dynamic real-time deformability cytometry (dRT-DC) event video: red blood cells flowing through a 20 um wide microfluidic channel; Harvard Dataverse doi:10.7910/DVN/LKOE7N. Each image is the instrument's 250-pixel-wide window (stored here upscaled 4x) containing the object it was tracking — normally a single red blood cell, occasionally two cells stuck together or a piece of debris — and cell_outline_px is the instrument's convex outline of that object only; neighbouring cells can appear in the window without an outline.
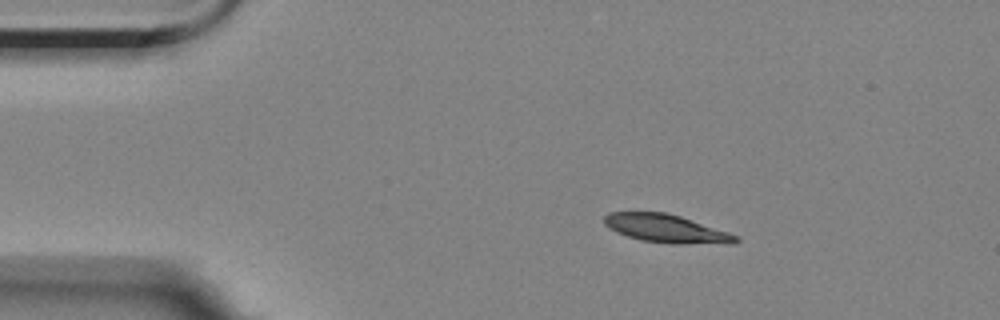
{"species": "Egyptian fruit bat (a non-hibernating species)", "species_latin": "Rousettus aegyptiacus", "temperature_condition": "room temperature", "stored_images_in_passage": 3, "camera_frame_rate_fps": 3000, "um_per_image_px": 0.085, "animal": {"sex": "female"}, "frame": {"image": 1, "passage_image": 1, "time_ms": 0.0, "image_size_px": [1000, 320], "cell_outline_px": [[740, 240], [736, 244], [672, 244], [640, 240], [616, 232], [608, 228], [604, 224], [604, 216], [608, 212], [664, 212], [680, 216], [740, 236]], "centroid_in_image_um": [56.66, 19.45], "position_along_channel_um": 28.3, "area_um2": 21.85}}
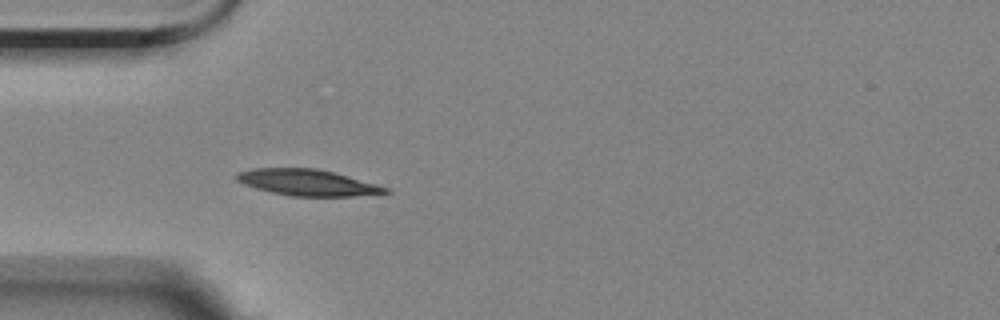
{"frame": {"image": 2, "passage_image": 3, "time_ms": 2.333, "image_size_px": [1000, 320], "cell_outline_px": [[392, 192], [352, 196], [292, 196], [272, 192], [256, 188], [244, 184], [236, 180], [236, 172], [256, 168], [316, 168], [332, 172], [376, 184], [388, 188]], "centroid_in_image_um": [26.11, 15.51], "position_along_channel_um": 58.9, "area_um2": 22.43}}